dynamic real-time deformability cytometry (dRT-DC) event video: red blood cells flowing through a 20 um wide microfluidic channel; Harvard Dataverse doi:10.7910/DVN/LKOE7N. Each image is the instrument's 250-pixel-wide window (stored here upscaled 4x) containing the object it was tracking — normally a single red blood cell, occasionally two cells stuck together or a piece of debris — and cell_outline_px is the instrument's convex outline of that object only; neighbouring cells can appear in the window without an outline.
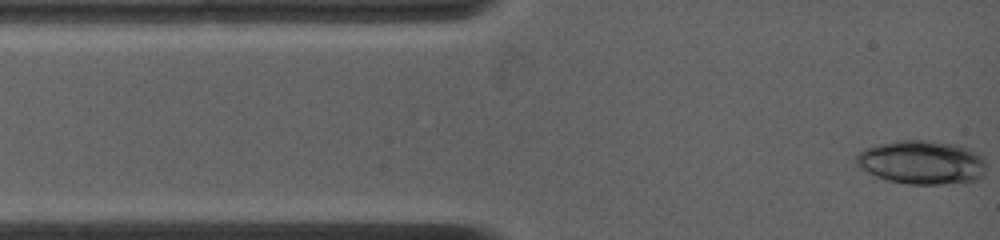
{"species": "common noctule bat (a hibernating species)", "species_latin": "Nyctalus noctula", "temperature_condition": "warm", "stored_images_in_passage": 74, "camera_frame_rate_fps": 4500, "um_per_image_px": 0.085, "animal": {"sex": "female", "body_mass_g": 19.0, "forearm_length_mm": 53.3}, "frame": {"image": 1, "passage_image": 1, "time_ms": 0.0, "image_size_px": [1000, 240], "cell_outline_px": [[984, 172], [976, 180], [944, 184], [908, 184], [888, 180], [876, 176], [860, 168], [856, 164], [856, 156], [864, 148], [876, 144], [896, 140], [932, 140], [952, 144], [968, 148], [976, 152], [984, 160]], "centroid_in_image_um": [78.31, 13.79], "position_along_channel_um": 6.7, "area_um2": 33.06}}
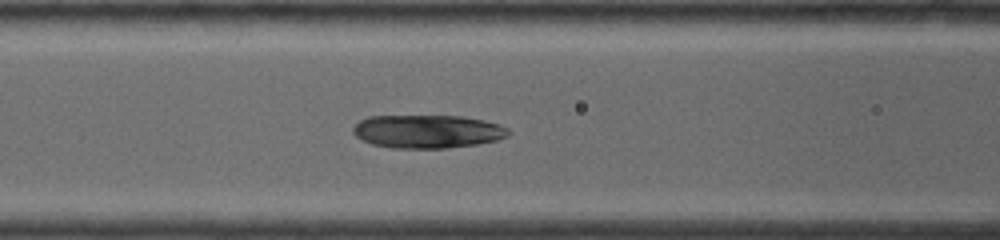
{"frame": {"image": 2, "passage_image": 24, "time_ms": 4.444, "image_size_px": [1000, 240], "cell_outline_px": [[508, 136], [496, 140], [476, 144], [448, 148], [392, 148], [372, 144], [360, 140], [352, 132], [352, 128], [360, 120], [368, 116], [460, 116], [484, 120], [500, 124], [508, 128]], "centroid_in_image_um": [36.3, 11.17], "position_along_channel_um": 130.3, "area_um2": 30.23}}
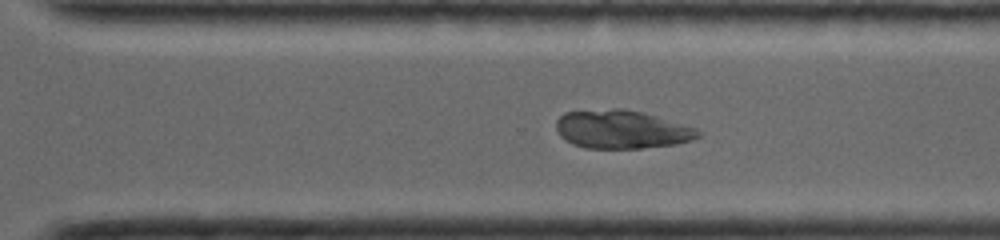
{"frame": {"image": 3, "passage_image": 51, "time_ms": 9.333, "image_size_px": [1000, 240], "cell_outline_px": [[700, 136], [692, 140], [676, 144], [640, 148], [584, 148], [572, 144], [564, 140], [560, 136], [556, 128], [556, 120], [564, 112], [612, 108], [624, 108], [656, 116], [696, 128], [700, 132]], "centroid_in_image_um": [52.8, 11.0], "position_along_channel_um": 317.8, "area_um2": 31.79}}